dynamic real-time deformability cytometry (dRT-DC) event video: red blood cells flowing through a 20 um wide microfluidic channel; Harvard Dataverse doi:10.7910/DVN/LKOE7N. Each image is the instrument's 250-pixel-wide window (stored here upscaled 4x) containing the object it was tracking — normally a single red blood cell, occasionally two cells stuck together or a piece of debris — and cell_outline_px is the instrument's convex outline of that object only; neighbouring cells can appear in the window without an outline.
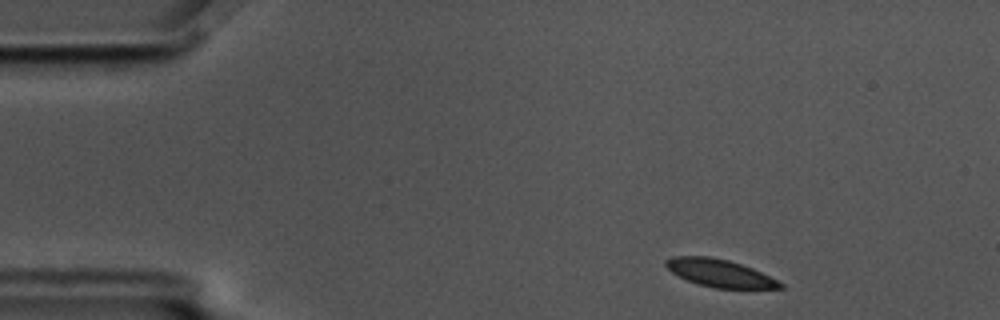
{"species": "common noctule bat (a hibernating species)", "species_latin": "Nyctalus noctula", "temperature_condition": "cold", "stored_images_in_passage": 52, "camera_frame_rate_fps": 3000, "um_per_image_px": 0.085, "animal": {"sex": "male", "body_mass_g": 17.5, "forearm_length_mm": 52.3}, "frame": {"image": 1, "passage_image": 2, "time_ms": 0.333, "image_size_px": [1000, 320], "cell_outline_px": [[784, 288], [716, 288], [696, 284], [672, 272], [664, 264], [664, 260], [672, 256], [712, 256], [728, 260], [752, 268], [784, 284]], "centroid_in_image_um": [61.14, 23.2], "position_along_channel_um": 23.9, "area_um2": 18.21}}
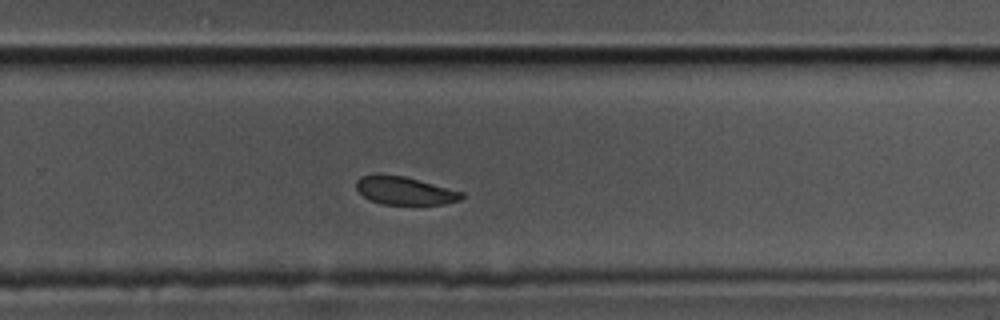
{"frame": {"image": 2, "passage_image": 32, "time_ms": 10.333, "image_size_px": [1000, 320], "cell_outline_px": [[464, 196], [460, 200], [444, 204], [380, 204], [368, 200], [356, 188], [356, 180], [360, 176], [404, 176], [464, 192]], "centroid_in_image_um": [34.42, 16.23], "position_along_channel_um": 295.4, "area_um2": 16.88}}
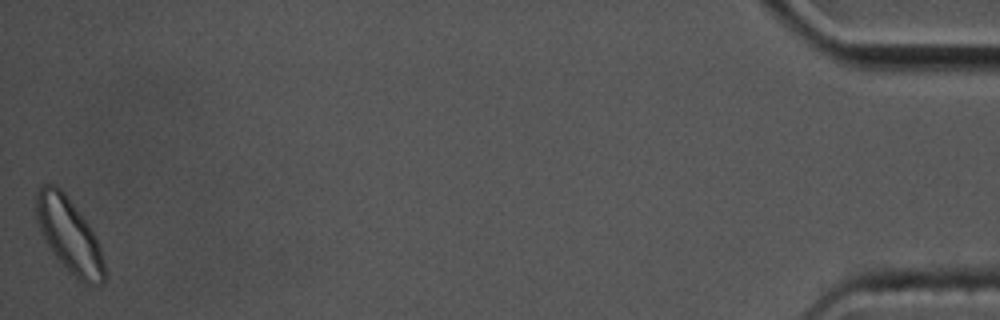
{"frame": {"image": 3, "passage_image": 52, "time_ms": 17.0, "image_size_px": [1000, 320], "cell_outline_px": [[104, 284], [84, 284], [56, 256], [48, 244], [36, 220], [36, 192], [40, 184], [56, 184], [64, 192], [92, 228], [100, 244], [104, 264]], "centroid_in_image_um": [5.89, 19.94], "position_along_channel_um": 429.3, "area_um2": 29.19}, "authors_computed_cell_mechanics": {"area_um2": 19.6809, "velocity_mm_per_s": 3.4435, "shape_relaxation_time_tau1_ms": 2.3632, "shape_relaxation_time_tau2_ms": 2.1492, "deformation_change_tau1": 0.0818, "deformation_change_tau2": 0.0473}}